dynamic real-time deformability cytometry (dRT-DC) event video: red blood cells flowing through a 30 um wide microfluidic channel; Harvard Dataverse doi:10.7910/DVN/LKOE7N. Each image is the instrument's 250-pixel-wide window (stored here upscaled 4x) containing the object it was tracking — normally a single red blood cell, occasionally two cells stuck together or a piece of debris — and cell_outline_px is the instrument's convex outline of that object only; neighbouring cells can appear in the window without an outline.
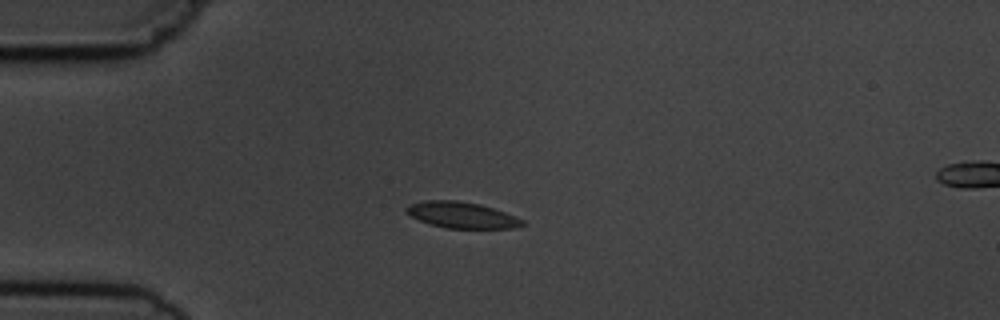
{"species": "common noctule bat (a hibernating species)", "species_latin": "Nyctalus noctula", "temperature_condition": "cold", "stored_images_in_passage": 3, "camera_frame_rate_fps": 3000, "um_per_image_px": 0.085, "animal": {"sex": "male", "body_mass_g": 19.5, "forearm_length_mm": 54.6}, "frame": {"image": 1, "passage_image": 1, "time_ms": 0.0, "image_size_px": [1000, 320], "cell_outline_px": [[524, 224], [516, 228], [444, 228], [428, 224], [404, 212], [404, 208], [408, 204], [424, 200], [456, 200], [480, 204], [516, 216], [524, 220]], "centroid_in_image_um": [39.2, 18.27], "position_along_channel_um": 45.8, "area_um2": 17.8}}
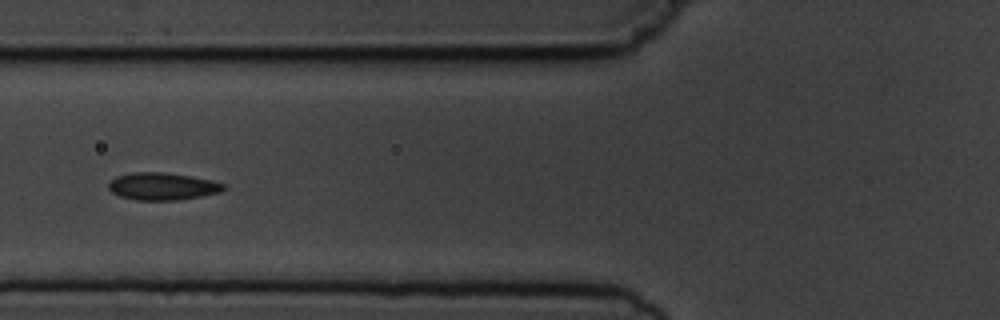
{"frame": {"image": 2, "passage_image": 3, "time_ms": 2.333, "image_size_px": [1000, 320], "cell_outline_px": [[224, 188], [220, 192], [200, 196], [176, 200], [136, 200], [120, 196], [112, 192], [108, 188], [108, 184], [116, 176], [132, 172], [164, 172], [192, 176], [212, 180], [224, 184]], "centroid_in_image_um": [13.78, 15.83], "position_along_channel_um": 112.0, "area_um2": 18.26}}